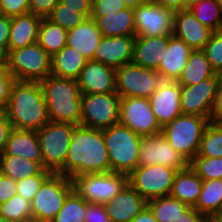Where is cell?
<instances>
[{"mask_svg":"<svg viewBox=\"0 0 222 222\" xmlns=\"http://www.w3.org/2000/svg\"><path fill=\"white\" fill-rule=\"evenodd\" d=\"M111 172L103 130L75 125L66 162L58 172L72 180L83 174Z\"/></svg>","mask_w":222,"mask_h":222,"instance_id":"obj_1","label":"cell"},{"mask_svg":"<svg viewBox=\"0 0 222 222\" xmlns=\"http://www.w3.org/2000/svg\"><path fill=\"white\" fill-rule=\"evenodd\" d=\"M13 128L38 131L50 120L40 82L14 80L6 107Z\"/></svg>","mask_w":222,"mask_h":222,"instance_id":"obj_2","label":"cell"},{"mask_svg":"<svg viewBox=\"0 0 222 222\" xmlns=\"http://www.w3.org/2000/svg\"><path fill=\"white\" fill-rule=\"evenodd\" d=\"M40 85L49 120L80 125L82 93L77 80L51 74Z\"/></svg>","mask_w":222,"mask_h":222,"instance_id":"obj_3","label":"cell"},{"mask_svg":"<svg viewBox=\"0 0 222 222\" xmlns=\"http://www.w3.org/2000/svg\"><path fill=\"white\" fill-rule=\"evenodd\" d=\"M111 172L129 175L138 165L142 136L121 123L103 129Z\"/></svg>","mask_w":222,"mask_h":222,"instance_id":"obj_4","label":"cell"},{"mask_svg":"<svg viewBox=\"0 0 222 222\" xmlns=\"http://www.w3.org/2000/svg\"><path fill=\"white\" fill-rule=\"evenodd\" d=\"M209 123L207 117L180 114L161 128V134L190 162L198 153L204 130Z\"/></svg>","mask_w":222,"mask_h":222,"instance_id":"obj_5","label":"cell"},{"mask_svg":"<svg viewBox=\"0 0 222 222\" xmlns=\"http://www.w3.org/2000/svg\"><path fill=\"white\" fill-rule=\"evenodd\" d=\"M5 64L14 80L40 82L51 75V56L38 42L11 50Z\"/></svg>","mask_w":222,"mask_h":222,"instance_id":"obj_6","label":"cell"},{"mask_svg":"<svg viewBox=\"0 0 222 222\" xmlns=\"http://www.w3.org/2000/svg\"><path fill=\"white\" fill-rule=\"evenodd\" d=\"M75 124L49 121L37 131L42 154V166L58 173L64 166Z\"/></svg>","mask_w":222,"mask_h":222,"instance_id":"obj_7","label":"cell"},{"mask_svg":"<svg viewBox=\"0 0 222 222\" xmlns=\"http://www.w3.org/2000/svg\"><path fill=\"white\" fill-rule=\"evenodd\" d=\"M73 189L74 184L71 178L52 173L43 182L31 202L32 218L52 221Z\"/></svg>","mask_w":222,"mask_h":222,"instance_id":"obj_8","label":"cell"},{"mask_svg":"<svg viewBox=\"0 0 222 222\" xmlns=\"http://www.w3.org/2000/svg\"><path fill=\"white\" fill-rule=\"evenodd\" d=\"M74 189L88 203H108L128 184V175L117 172L90 173L73 179Z\"/></svg>","mask_w":222,"mask_h":222,"instance_id":"obj_9","label":"cell"},{"mask_svg":"<svg viewBox=\"0 0 222 222\" xmlns=\"http://www.w3.org/2000/svg\"><path fill=\"white\" fill-rule=\"evenodd\" d=\"M120 99L117 93L82 94L80 125L103 130L119 123Z\"/></svg>","mask_w":222,"mask_h":222,"instance_id":"obj_10","label":"cell"},{"mask_svg":"<svg viewBox=\"0 0 222 222\" xmlns=\"http://www.w3.org/2000/svg\"><path fill=\"white\" fill-rule=\"evenodd\" d=\"M177 169L160 164L137 166L128 183L148 202L170 195Z\"/></svg>","mask_w":222,"mask_h":222,"instance_id":"obj_11","label":"cell"},{"mask_svg":"<svg viewBox=\"0 0 222 222\" xmlns=\"http://www.w3.org/2000/svg\"><path fill=\"white\" fill-rule=\"evenodd\" d=\"M163 78L154 69L133 62L116 69V91L122 97L149 98Z\"/></svg>","mask_w":222,"mask_h":222,"instance_id":"obj_12","label":"cell"},{"mask_svg":"<svg viewBox=\"0 0 222 222\" xmlns=\"http://www.w3.org/2000/svg\"><path fill=\"white\" fill-rule=\"evenodd\" d=\"M119 123L141 136L161 133L149 98L122 97L120 99Z\"/></svg>","mask_w":222,"mask_h":222,"instance_id":"obj_13","label":"cell"},{"mask_svg":"<svg viewBox=\"0 0 222 222\" xmlns=\"http://www.w3.org/2000/svg\"><path fill=\"white\" fill-rule=\"evenodd\" d=\"M135 37H156L173 35L174 12L154 1L135 9Z\"/></svg>","mask_w":222,"mask_h":222,"instance_id":"obj_14","label":"cell"},{"mask_svg":"<svg viewBox=\"0 0 222 222\" xmlns=\"http://www.w3.org/2000/svg\"><path fill=\"white\" fill-rule=\"evenodd\" d=\"M154 164L183 170L189 166V161L177 152L161 133L142 136L137 166Z\"/></svg>","mask_w":222,"mask_h":222,"instance_id":"obj_15","label":"cell"},{"mask_svg":"<svg viewBox=\"0 0 222 222\" xmlns=\"http://www.w3.org/2000/svg\"><path fill=\"white\" fill-rule=\"evenodd\" d=\"M219 78L220 74H217L195 85H180L182 114L198 115L210 120Z\"/></svg>","mask_w":222,"mask_h":222,"instance_id":"obj_16","label":"cell"},{"mask_svg":"<svg viewBox=\"0 0 222 222\" xmlns=\"http://www.w3.org/2000/svg\"><path fill=\"white\" fill-rule=\"evenodd\" d=\"M180 96L177 81L163 80L149 97L152 111L161 128L182 114Z\"/></svg>","mask_w":222,"mask_h":222,"instance_id":"obj_17","label":"cell"},{"mask_svg":"<svg viewBox=\"0 0 222 222\" xmlns=\"http://www.w3.org/2000/svg\"><path fill=\"white\" fill-rule=\"evenodd\" d=\"M82 94L117 93L116 69L94 60H87L78 79Z\"/></svg>","mask_w":222,"mask_h":222,"instance_id":"obj_18","label":"cell"},{"mask_svg":"<svg viewBox=\"0 0 222 222\" xmlns=\"http://www.w3.org/2000/svg\"><path fill=\"white\" fill-rule=\"evenodd\" d=\"M213 32L200 23L189 9L174 13L173 35L192 50H202Z\"/></svg>","mask_w":222,"mask_h":222,"instance_id":"obj_19","label":"cell"},{"mask_svg":"<svg viewBox=\"0 0 222 222\" xmlns=\"http://www.w3.org/2000/svg\"><path fill=\"white\" fill-rule=\"evenodd\" d=\"M134 40L135 36L102 37L92 60L115 69L131 63Z\"/></svg>","mask_w":222,"mask_h":222,"instance_id":"obj_20","label":"cell"},{"mask_svg":"<svg viewBox=\"0 0 222 222\" xmlns=\"http://www.w3.org/2000/svg\"><path fill=\"white\" fill-rule=\"evenodd\" d=\"M103 205L111 222H131L148 206V202L128 183Z\"/></svg>","mask_w":222,"mask_h":222,"instance_id":"obj_21","label":"cell"},{"mask_svg":"<svg viewBox=\"0 0 222 222\" xmlns=\"http://www.w3.org/2000/svg\"><path fill=\"white\" fill-rule=\"evenodd\" d=\"M169 36L135 37L132 62L157 70L167 53Z\"/></svg>","mask_w":222,"mask_h":222,"instance_id":"obj_22","label":"cell"},{"mask_svg":"<svg viewBox=\"0 0 222 222\" xmlns=\"http://www.w3.org/2000/svg\"><path fill=\"white\" fill-rule=\"evenodd\" d=\"M193 50L174 35H169L167 53L164 55L157 73L163 80L177 81Z\"/></svg>","mask_w":222,"mask_h":222,"instance_id":"obj_23","label":"cell"},{"mask_svg":"<svg viewBox=\"0 0 222 222\" xmlns=\"http://www.w3.org/2000/svg\"><path fill=\"white\" fill-rule=\"evenodd\" d=\"M102 37L95 20L87 18L68 31L66 45L78 51L87 60H91Z\"/></svg>","mask_w":222,"mask_h":222,"instance_id":"obj_24","label":"cell"},{"mask_svg":"<svg viewBox=\"0 0 222 222\" xmlns=\"http://www.w3.org/2000/svg\"><path fill=\"white\" fill-rule=\"evenodd\" d=\"M0 155L22 156L42 165V154L37 131L12 128L4 151Z\"/></svg>","mask_w":222,"mask_h":222,"instance_id":"obj_25","label":"cell"},{"mask_svg":"<svg viewBox=\"0 0 222 222\" xmlns=\"http://www.w3.org/2000/svg\"><path fill=\"white\" fill-rule=\"evenodd\" d=\"M41 20L42 17L32 13L11 17L8 53L38 42Z\"/></svg>","mask_w":222,"mask_h":222,"instance_id":"obj_26","label":"cell"},{"mask_svg":"<svg viewBox=\"0 0 222 222\" xmlns=\"http://www.w3.org/2000/svg\"><path fill=\"white\" fill-rule=\"evenodd\" d=\"M202 187L203 179L189 165L187 168L177 171L170 196L194 207Z\"/></svg>","mask_w":222,"mask_h":222,"instance_id":"obj_27","label":"cell"},{"mask_svg":"<svg viewBox=\"0 0 222 222\" xmlns=\"http://www.w3.org/2000/svg\"><path fill=\"white\" fill-rule=\"evenodd\" d=\"M90 18L95 20L103 37L135 36V18L131 8L107 16Z\"/></svg>","mask_w":222,"mask_h":222,"instance_id":"obj_28","label":"cell"},{"mask_svg":"<svg viewBox=\"0 0 222 222\" xmlns=\"http://www.w3.org/2000/svg\"><path fill=\"white\" fill-rule=\"evenodd\" d=\"M86 62L82 54L66 45L51 57V74L77 80Z\"/></svg>","mask_w":222,"mask_h":222,"instance_id":"obj_29","label":"cell"},{"mask_svg":"<svg viewBox=\"0 0 222 222\" xmlns=\"http://www.w3.org/2000/svg\"><path fill=\"white\" fill-rule=\"evenodd\" d=\"M194 208L207 220L222 214V179L203 180Z\"/></svg>","mask_w":222,"mask_h":222,"instance_id":"obj_30","label":"cell"},{"mask_svg":"<svg viewBox=\"0 0 222 222\" xmlns=\"http://www.w3.org/2000/svg\"><path fill=\"white\" fill-rule=\"evenodd\" d=\"M215 75L217 73L205 53L202 50H193L177 82L179 85L191 86Z\"/></svg>","mask_w":222,"mask_h":222,"instance_id":"obj_31","label":"cell"},{"mask_svg":"<svg viewBox=\"0 0 222 222\" xmlns=\"http://www.w3.org/2000/svg\"><path fill=\"white\" fill-rule=\"evenodd\" d=\"M44 170L39 162L22 156L0 155V173L15 181L37 176Z\"/></svg>","mask_w":222,"mask_h":222,"instance_id":"obj_32","label":"cell"},{"mask_svg":"<svg viewBox=\"0 0 222 222\" xmlns=\"http://www.w3.org/2000/svg\"><path fill=\"white\" fill-rule=\"evenodd\" d=\"M68 31L54 24L47 18H42L39 25L38 43L51 57L67 44Z\"/></svg>","mask_w":222,"mask_h":222,"instance_id":"obj_33","label":"cell"},{"mask_svg":"<svg viewBox=\"0 0 222 222\" xmlns=\"http://www.w3.org/2000/svg\"><path fill=\"white\" fill-rule=\"evenodd\" d=\"M88 202L73 189L52 222H84Z\"/></svg>","mask_w":222,"mask_h":222,"instance_id":"obj_34","label":"cell"},{"mask_svg":"<svg viewBox=\"0 0 222 222\" xmlns=\"http://www.w3.org/2000/svg\"><path fill=\"white\" fill-rule=\"evenodd\" d=\"M148 207L158 222H169L176 216H180L190 206L168 195L148 201Z\"/></svg>","mask_w":222,"mask_h":222,"instance_id":"obj_35","label":"cell"},{"mask_svg":"<svg viewBox=\"0 0 222 222\" xmlns=\"http://www.w3.org/2000/svg\"><path fill=\"white\" fill-rule=\"evenodd\" d=\"M189 10L200 23L213 31H222V9L217 0H202Z\"/></svg>","mask_w":222,"mask_h":222,"instance_id":"obj_36","label":"cell"},{"mask_svg":"<svg viewBox=\"0 0 222 222\" xmlns=\"http://www.w3.org/2000/svg\"><path fill=\"white\" fill-rule=\"evenodd\" d=\"M197 155L222 157V123L210 122L206 126Z\"/></svg>","mask_w":222,"mask_h":222,"instance_id":"obj_37","label":"cell"},{"mask_svg":"<svg viewBox=\"0 0 222 222\" xmlns=\"http://www.w3.org/2000/svg\"><path fill=\"white\" fill-rule=\"evenodd\" d=\"M0 217L16 222H26L32 218L31 202L16 194L0 204Z\"/></svg>","mask_w":222,"mask_h":222,"instance_id":"obj_38","label":"cell"},{"mask_svg":"<svg viewBox=\"0 0 222 222\" xmlns=\"http://www.w3.org/2000/svg\"><path fill=\"white\" fill-rule=\"evenodd\" d=\"M189 165L203 180L222 179V157L196 155Z\"/></svg>","mask_w":222,"mask_h":222,"instance_id":"obj_39","label":"cell"},{"mask_svg":"<svg viewBox=\"0 0 222 222\" xmlns=\"http://www.w3.org/2000/svg\"><path fill=\"white\" fill-rule=\"evenodd\" d=\"M47 19L69 31L87 18L82 13H78V9L66 8L59 2Z\"/></svg>","mask_w":222,"mask_h":222,"instance_id":"obj_40","label":"cell"},{"mask_svg":"<svg viewBox=\"0 0 222 222\" xmlns=\"http://www.w3.org/2000/svg\"><path fill=\"white\" fill-rule=\"evenodd\" d=\"M217 74L222 73V31H214L202 49Z\"/></svg>","mask_w":222,"mask_h":222,"instance_id":"obj_41","label":"cell"},{"mask_svg":"<svg viewBox=\"0 0 222 222\" xmlns=\"http://www.w3.org/2000/svg\"><path fill=\"white\" fill-rule=\"evenodd\" d=\"M52 174L49 170L44 169L39 175L24 178L17 181V194L22 198L32 202L34 196L41 188L43 182Z\"/></svg>","mask_w":222,"mask_h":222,"instance_id":"obj_42","label":"cell"},{"mask_svg":"<svg viewBox=\"0 0 222 222\" xmlns=\"http://www.w3.org/2000/svg\"><path fill=\"white\" fill-rule=\"evenodd\" d=\"M126 8L124 0H96L91 5L90 17L107 16V14H115Z\"/></svg>","mask_w":222,"mask_h":222,"instance_id":"obj_43","label":"cell"},{"mask_svg":"<svg viewBox=\"0 0 222 222\" xmlns=\"http://www.w3.org/2000/svg\"><path fill=\"white\" fill-rule=\"evenodd\" d=\"M29 13V0H0V14L14 17Z\"/></svg>","mask_w":222,"mask_h":222,"instance_id":"obj_44","label":"cell"},{"mask_svg":"<svg viewBox=\"0 0 222 222\" xmlns=\"http://www.w3.org/2000/svg\"><path fill=\"white\" fill-rule=\"evenodd\" d=\"M13 81V76L4 64L0 68V111L6 110Z\"/></svg>","mask_w":222,"mask_h":222,"instance_id":"obj_45","label":"cell"},{"mask_svg":"<svg viewBox=\"0 0 222 222\" xmlns=\"http://www.w3.org/2000/svg\"><path fill=\"white\" fill-rule=\"evenodd\" d=\"M60 0H29V13L47 18Z\"/></svg>","mask_w":222,"mask_h":222,"instance_id":"obj_46","label":"cell"},{"mask_svg":"<svg viewBox=\"0 0 222 222\" xmlns=\"http://www.w3.org/2000/svg\"><path fill=\"white\" fill-rule=\"evenodd\" d=\"M84 222H111V219L106 213L103 204L88 203Z\"/></svg>","mask_w":222,"mask_h":222,"instance_id":"obj_47","label":"cell"},{"mask_svg":"<svg viewBox=\"0 0 222 222\" xmlns=\"http://www.w3.org/2000/svg\"><path fill=\"white\" fill-rule=\"evenodd\" d=\"M17 181L0 173V204L17 194Z\"/></svg>","mask_w":222,"mask_h":222,"instance_id":"obj_48","label":"cell"},{"mask_svg":"<svg viewBox=\"0 0 222 222\" xmlns=\"http://www.w3.org/2000/svg\"><path fill=\"white\" fill-rule=\"evenodd\" d=\"M10 24H11V17L0 14V53L3 56H6L8 54Z\"/></svg>","mask_w":222,"mask_h":222,"instance_id":"obj_49","label":"cell"},{"mask_svg":"<svg viewBox=\"0 0 222 222\" xmlns=\"http://www.w3.org/2000/svg\"><path fill=\"white\" fill-rule=\"evenodd\" d=\"M210 122L222 123V77L220 76L215 93Z\"/></svg>","mask_w":222,"mask_h":222,"instance_id":"obj_50","label":"cell"},{"mask_svg":"<svg viewBox=\"0 0 222 222\" xmlns=\"http://www.w3.org/2000/svg\"><path fill=\"white\" fill-rule=\"evenodd\" d=\"M12 125L6 111H0V154L4 151Z\"/></svg>","mask_w":222,"mask_h":222,"instance_id":"obj_51","label":"cell"},{"mask_svg":"<svg viewBox=\"0 0 222 222\" xmlns=\"http://www.w3.org/2000/svg\"><path fill=\"white\" fill-rule=\"evenodd\" d=\"M169 222H207V220L194 207H189L180 216H176Z\"/></svg>","mask_w":222,"mask_h":222,"instance_id":"obj_52","label":"cell"},{"mask_svg":"<svg viewBox=\"0 0 222 222\" xmlns=\"http://www.w3.org/2000/svg\"><path fill=\"white\" fill-rule=\"evenodd\" d=\"M60 3L66 8L78 9V13L90 18L91 5L86 0H60Z\"/></svg>","mask_w":222,"mask_h":222,"instance_id":"obj_53","label":"cell"},{"mask_svg":"<svg viewBox=\"0 0 222 222\" xmlns=\"http://www.w3.org/2000/svg\"><path fill=\"white\" fill-rule=\"evenodd\" d=\"M156 4L163 6L164 8H168L174 13L180 10L185 9V1L184 0H152Z\"/></svg>","mask_w":222,"mask_h":222,"instance_id":"obj_54","label":"cell"},{"mask_svg":"<svg viewBox=\"0 0 222 222\" xmlns=\"http://www.w3.org/2000/svg\"><path fill=\"white\" fill-rule=\"evenodd\" d=\"M131 222H158L155 219L153 212L147 206L141 213H139Z\"/></svg>","mask_w":222,"mask_h":222,"instance_id":"obj_55","label":"cell"},{"mask_svg":"<svg viewBox=\"0 0 222 222\" xmlns=\"http://www.w3.org/2000/svg\"><path fill=\"white\" fill-rule=\"evenodd\" d=\"M152 0H124L127 8L135 9L136 7L148 3Z\"/></svg>","mask_w":222,"mask_h":222,"instance_id":"obj_56","label":"cell"},{"mask_svg":"<svg viewBox=\"0 0 222 222\" xmlns=\"http://www.w3.org/2000/svg\"><path fill=\"white\" fill-rule=\"evenodd\" d=\"M185 1V9H189L193 5L199 3L202 0H184Z\"/></svg>","mask_w":222,"mask_h":222,"instance_id":"obj_57","label":"cell"},{"mask_svg":"<svg viewBox=\"0 0 222 222\" xmlns=\"http://www.w3.org/2000/svg\"><path fill=\"white\" fill-rule=\"evenodd\" d=\"M208 222H222V214L211 218Z\"/></svg>","mask_w":222,"mask_h":222,"instance_id":"obj_58","label":"cell"},{"mask_svg":"<svg viewBox=\"0 0 222 222\" xmlns=\"http://www.w3.org/2000/svg\"><path fill=\"white\" fill-rule=\"evenodd\" d=\"M26 222H52V221L30 218V219H28Z\"/></svg>","mask_w":222,"mask_h":222,"instance_id":"obj_59","label":"cell"},{"mask_svg":"<svg viewBox=\"0 0 222 222\" xmlns=\"http://www.w3.org/2000/svg\"><path fill=\"white\" fill-rule=\"evenodd\" d=\"M5 64V56L0 53V68Z\"/></svg>","mask_w":222,"mask_h":222,"instance_id":"obj_60","label":"cell"},{"mask_svg":"<svg viewBox=\"0 0 222 222\" xmlns=\"http://www.w3.org/2000/svg\"><path fill=\"white\" fill-rule=\"evenodd\" d=\"M0 222H16L7 218L0 217Z\"/></svg>","mask_w":222,"mask_h":222,"instance_id":"obj_61","label":"cell"},{"mask_svg":"<svg viewBox=\"0 0 222 222\" xmlns=\"http://www.w3.org/2000/svg\"><path fill=\"white\" fill-rule=\"evenodd\" d=\"M90 5H92L96 0H86Z\"/></svg>","mask_w":222,"mask_h":222,"instance_id":"obj_62","label":"cell"},{"mask_svg":"<svg viewBox=\"0 0 222 222\" xmlns=\"http://www.w3.org/2000/svg\"><path fill=\"white\" fill-rule=\"evenodd\" d=\"M218 4L220 5L221 9H222V0H217Z\"/></svg>","mask_w":222,"mask_h":222,"instance_id":"obj_63","label":"cell"}]
</instances>
